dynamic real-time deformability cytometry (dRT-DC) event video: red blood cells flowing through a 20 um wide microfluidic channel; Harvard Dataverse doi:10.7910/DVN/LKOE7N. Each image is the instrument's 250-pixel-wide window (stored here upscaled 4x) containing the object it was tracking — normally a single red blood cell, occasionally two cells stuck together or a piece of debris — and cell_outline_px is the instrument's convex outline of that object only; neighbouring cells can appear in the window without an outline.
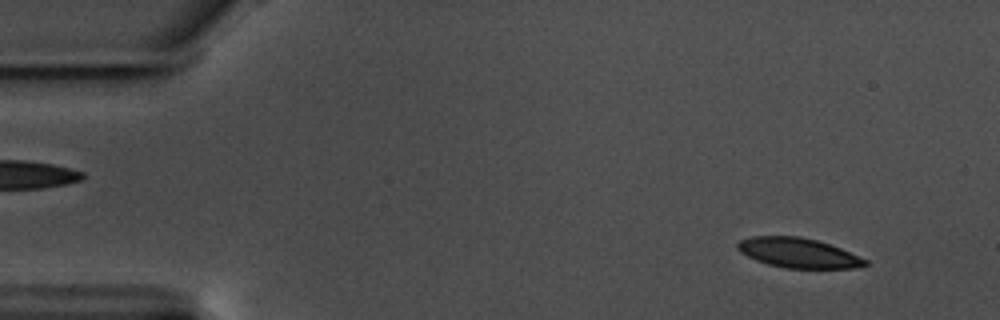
{"species": "common noctule bat (a hibernating species)", "species_latin": "Nyctalus noctula", "temperature_condition": "warm", "stored_images_in_passage": 59, "segment_of_instrument_passage": [1, 2], "camera_frame_rate_fps": 3000, "um_per_image_px": 0.085, "animal": {"sex": "male", "body_mass_g": 17.5, "forearm_length_mm": 52.3}, "frame": {"image": 1, "passage_image": 5, "time_ms": 1.333, "image_size_px": [1000, 320], "cell_outline_px": [[868, 264], [852, 268], [784, 268], [768, 264], [756, 260], [740, 252], [736, 248], [736, 244], [740, 240], [752, 236], [800, 236], [816, 240], [840, 248], [868, 260]], "centroid_in_image_um": [67.82, 21.49], "position_along_channel_um": 17.2, "area_um2": 22.02}}
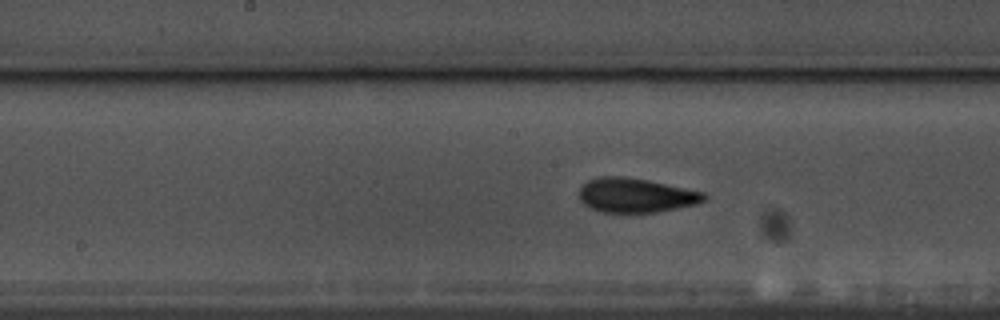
{"frame": {"image": 2, "passage_image": 29, "time_ms": 9.333, "image_size_px": [1000, 320], "cell_outline_px": [[708, 196], [704, 200], [696, 204], [656, 212], [600, 212], [584, 204], [580, 200], [580, 188], [588, 180], [596, 176], [624, 176], [648, 180], [704, 192]], "centroid_in_image_um": [54.03, 16.59], "position_along_channel_um": 194.2, "area_um2": 24.91}}
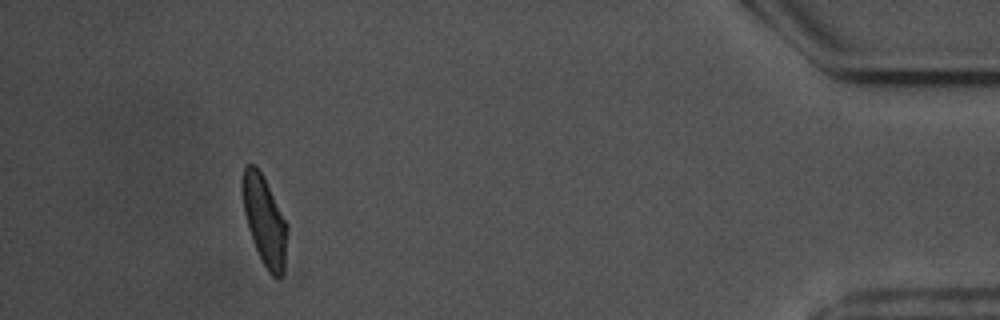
{"frame": {"image": 3, "passage_image": 53, "time_ms": 17.333, "image_size_px": [1000, 320], "cell_outline_px": [[288, 228], [284, 272], [280, 280], [272, 276], [268, 272], [256, 248], [248, 228], [244, 212], [240, 188], [244, 164], [252, 164], [260, 172], [288, 224]], "centroid_in_image_um": [22.48, 18.77], "position_along_channel_um": 412.7, "area_um2": 23.29}}